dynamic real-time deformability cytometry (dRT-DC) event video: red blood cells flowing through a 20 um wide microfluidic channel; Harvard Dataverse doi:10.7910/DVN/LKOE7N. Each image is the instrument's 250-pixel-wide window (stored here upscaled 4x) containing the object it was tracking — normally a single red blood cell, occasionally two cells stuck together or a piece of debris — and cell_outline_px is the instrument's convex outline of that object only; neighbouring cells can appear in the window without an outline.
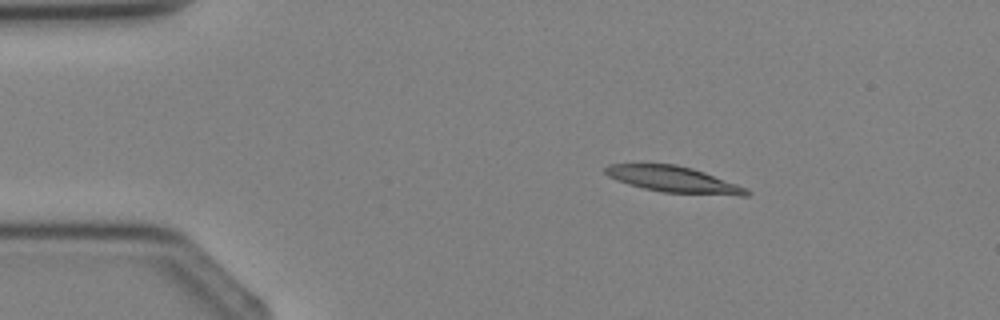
{"species": "Egyptian fruit bat (a non-hibernating species)", "species_latin": "Rousettus aegyptiacus", "temperature_condition": "cold", "stored_images_in_passage": 4, "camera_frame_rate_fps": 3000, "um_per_image_px": 0.085, "animal": {"sex": "female"}, "frame": {"image": 1, "passage_image": 2, "time_ms": 1.333, "image_size_px": [1000, 320], "cell_outline_px": [[752, 192], [748, 196], [740, 196], [664, 192], [644, 188], [608, 176], [604, 172], [604, 168], [608, 164], [676, 164], [692, 168], [704, 172], [748, 188]], "centroid_in_image_um": [57.33, 15.25], "position_along_channel_um": 27.7, "area_um2": 21.27}}